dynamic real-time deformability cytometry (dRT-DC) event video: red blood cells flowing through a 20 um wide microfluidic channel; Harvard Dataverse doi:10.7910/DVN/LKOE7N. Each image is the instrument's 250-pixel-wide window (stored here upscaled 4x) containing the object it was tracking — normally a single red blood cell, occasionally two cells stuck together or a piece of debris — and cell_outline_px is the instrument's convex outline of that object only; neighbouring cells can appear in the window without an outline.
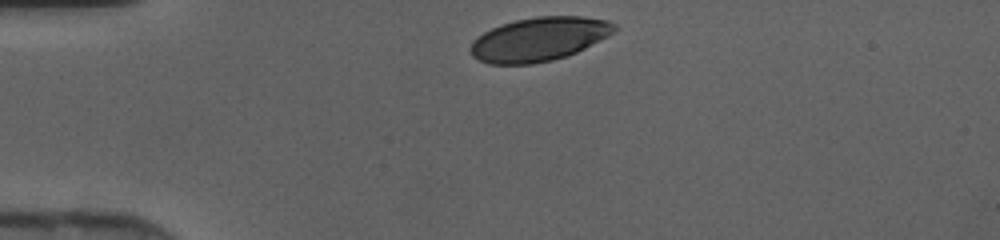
{"species": "human", "species_latin": "Homo sapiens", "temperature_condition": "cold", "stored_images_in_passage": 28, "camera_frame_rate_fps": 3000, "um_per_image_px": 0.085, "donor": {"sex": "female"}, "frame": {"image": 1, "passage_image": 1, "time_ms": 0.0, "image_size_px": [1000, 240], "cell_outline_px": [[616, 28], [608, 36], [568, 56], [552, 60], [532, 64], [488, 64], [472, 56], [468, 52], [468, 48], [472, 40], [476, 36], [492, 28], [516, 20], [536, 16], [580, 16], [608, 20], [616, 24]], "centroid_in_image_um": [45.77, 3.33], "position_along_channel_um": 39.2, "area_um2": 36.82}}
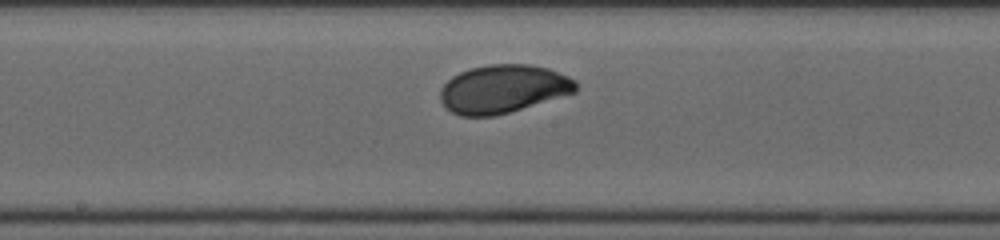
{"frame": {"image": 2, "passage_image": 15, "time_ms": 4.667, "image_size_px": [1000, 240], "cell_outline_px": [[576, 92], [496, 116], [460, 116], [444, 108], [440, 100], [440, 88], [452, 76], [460, 72], [472, 68], [488, 64], [528, 64], [548, 68], [568, 76], [576, 80]], "centroid_in_image_um": [42.73, 7.56], "position_along_channel_um": 205.5, "area_um2": 38.21}}
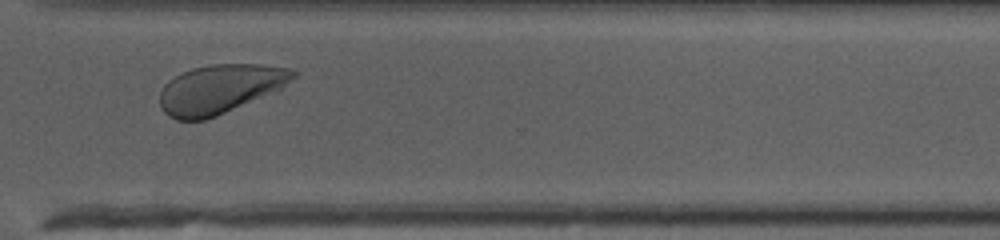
{"frame": {"image": 3, "passage_image": 25, "time_ms": 8.0, "image_size_px": [1000, 240], "cell_outline_px": [[296, 76], [276, 92], [216, 116], [204, 120], [176, 120], [168, 116], [160, 108], [160, 92], [164, 84], [168, 80], [192, 68], [212, 64], [260, 64], [292, 68], [296, 72]], "centroid_in_image_um": [18.7, 7.57], "position_along_channel_um": 351.9, "area_um2": 38.26}}